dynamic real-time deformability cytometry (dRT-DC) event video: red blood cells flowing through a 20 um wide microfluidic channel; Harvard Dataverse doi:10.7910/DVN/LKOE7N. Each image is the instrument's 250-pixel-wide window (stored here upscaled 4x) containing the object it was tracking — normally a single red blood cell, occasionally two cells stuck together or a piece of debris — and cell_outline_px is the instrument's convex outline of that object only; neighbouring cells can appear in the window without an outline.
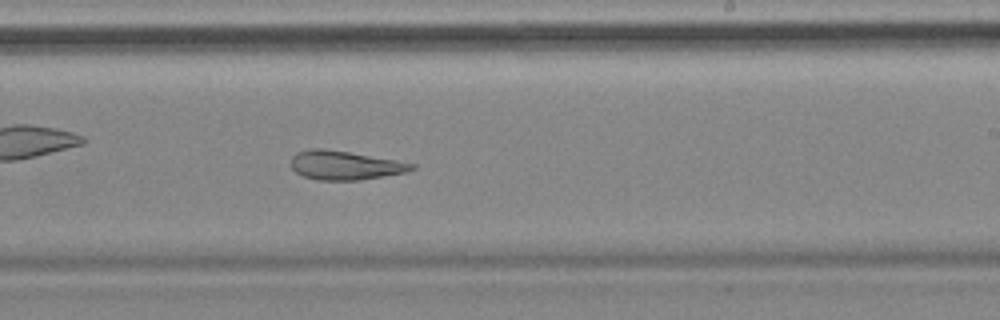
{"species": "common noctule bat (a hibernating species)", "species_latin": "Nyctalus noctula", "temperature_condition": "cold", "stored_images_in_passage": 55, "camera_frame_rate_fps": 3000, "um_per_image_px": 0.085, "animal": {"sex": "female", "body_mass_g": 18.4}, "frame": {"image": 1, "passage_image": 32, "time_ms": 10.333, "image_size_px": [1000, 320], "cell_outline_px": [[416, 168], [404, 172], [360, 180], [316, 180], [304, 176], [296, 172], [292, 168], [292, 156], [296, 152], [308, 148], [324, 148], [396, 160], [416, 164]], "centroid_in_image_um": [29.28, 14.04], "position_along_channel_um": 259.7, "area_um2": 20.23}, "authors_computed_cell_mechanics": {"area_um2": 25.721, "velocity_mm_per_s": 3.4974, "shape_relaxation_time_tau1_ms": null, "shape_relaxation_time_tau2_ms": 4.2041, "deformation_change_tau1": null, "deformation_change_tau2": 0.1244}}